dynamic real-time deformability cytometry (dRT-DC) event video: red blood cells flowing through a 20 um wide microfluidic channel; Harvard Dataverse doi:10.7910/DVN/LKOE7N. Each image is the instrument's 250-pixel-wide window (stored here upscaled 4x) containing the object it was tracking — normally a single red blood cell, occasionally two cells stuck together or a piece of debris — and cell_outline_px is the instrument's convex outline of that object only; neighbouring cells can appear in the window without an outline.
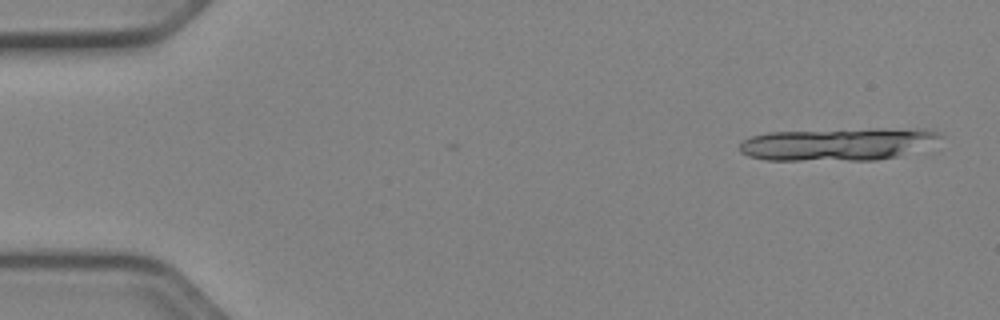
{"species": "Egyptian fruit bat (a non-hibernating species)", "species_latin": "Rousettus aegyptiacus", "temperature_condition": "cold", "stored_images_in_passage": 3, "camera_frame_rate_fps": 3000, "um_per_image_px": 0.085, "animal": {"sex": "female"}, "frame": {"image": 1, "passage_image": 3, "time_ms": 0.667, "image_size_px": [1000, 320], "cell_outline_px": [[944, 136], [896, 156], [876, 160], [764, 160], [748, 156], [740, 152], [740, 140], [752, 136], [768, 132], [868, 128], [928, 128]], "centroid_in_image_um": [71.1, 12.23], "position_along_channel_um": 13.9, "area_um2": 37.97}}